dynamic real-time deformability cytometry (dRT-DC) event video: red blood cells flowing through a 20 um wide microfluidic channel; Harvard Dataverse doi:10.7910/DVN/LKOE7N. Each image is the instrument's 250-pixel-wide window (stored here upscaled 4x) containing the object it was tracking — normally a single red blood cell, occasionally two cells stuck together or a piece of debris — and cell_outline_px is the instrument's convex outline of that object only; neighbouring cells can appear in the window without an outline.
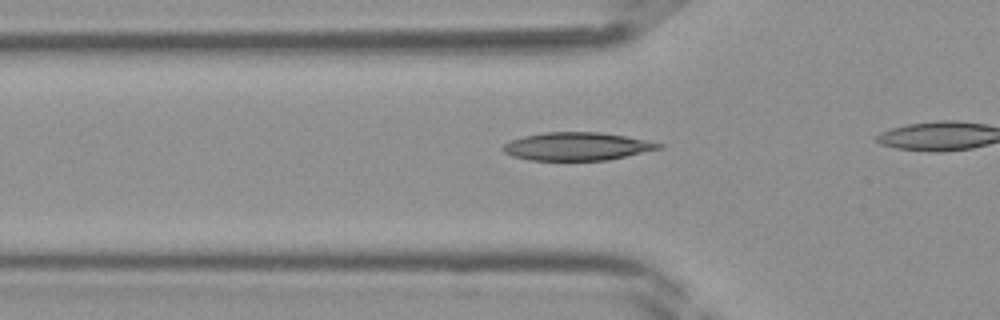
{"species": "Egyptian fruit bat (a non-hibernating species)", "species_latin": "Rousettus aegyptiacus", "temperature_condition": "room temperature", "stored_images_in_passage": 14, "camera_frame_rate_fps": 3000, "um_per_image_px": 0.085, "frame": {"image": 1, "passage_image": 10, "time_ms": 3.0, "image_size_px": [1000, 320], "cell_outline_px": [[664, 148], [608, 160], [528, 160], [512, 156], [504, 152], [500, 148], [504, 144], [512, 140], [524, 136], [544, 132], [600, 132], [624, 136], [664, 144]], "centroid_in_image_um": [49.04, 12.45], "position_along_channel_um": 76.8, "area_um2": 25.43}}